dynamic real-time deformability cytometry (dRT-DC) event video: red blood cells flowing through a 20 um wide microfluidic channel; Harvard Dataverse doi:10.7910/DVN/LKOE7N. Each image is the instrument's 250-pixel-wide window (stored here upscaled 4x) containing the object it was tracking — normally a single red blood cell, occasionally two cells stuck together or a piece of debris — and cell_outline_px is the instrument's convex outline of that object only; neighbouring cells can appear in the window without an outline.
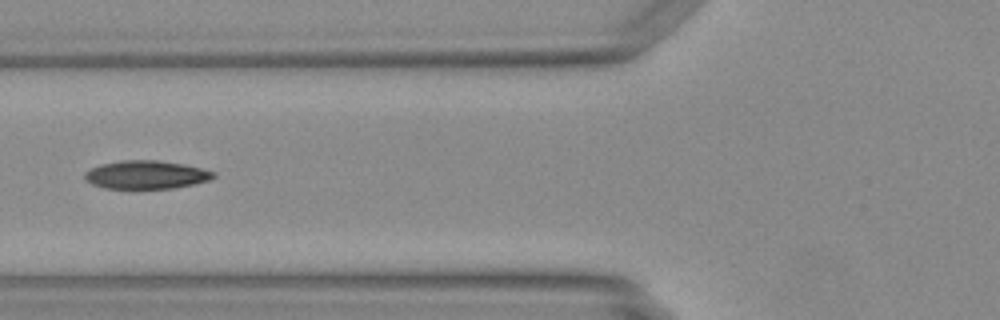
{"species": "Egyptian fruit bat (a non-hibernating species)", "species_latin": "Rousettus aegyptiacus", "temperature_condition": "warm", "stored_images_in_passage": 24, "camera_frame_rate_fps": 3000, "um_per_image_px": 0.085, "animal": {"sex": "female"}, "frame": {"image": 1, "passage_image": 14, "time_ms": 4.333, "image_size_px": [1000, 320], "cell_outline_px": [[216, 176], [208, 180], [192, 184], [172, 188], [104, 188], [92, 184], [84, 176], [84, 172], [100, 164], [124, 160], [156, 160], [184, 164], [216, 172]], "centroid_in_image_um": [12.42, 14.84], "position_along_channel_um": 113.4, "area_um2": 20.98}}